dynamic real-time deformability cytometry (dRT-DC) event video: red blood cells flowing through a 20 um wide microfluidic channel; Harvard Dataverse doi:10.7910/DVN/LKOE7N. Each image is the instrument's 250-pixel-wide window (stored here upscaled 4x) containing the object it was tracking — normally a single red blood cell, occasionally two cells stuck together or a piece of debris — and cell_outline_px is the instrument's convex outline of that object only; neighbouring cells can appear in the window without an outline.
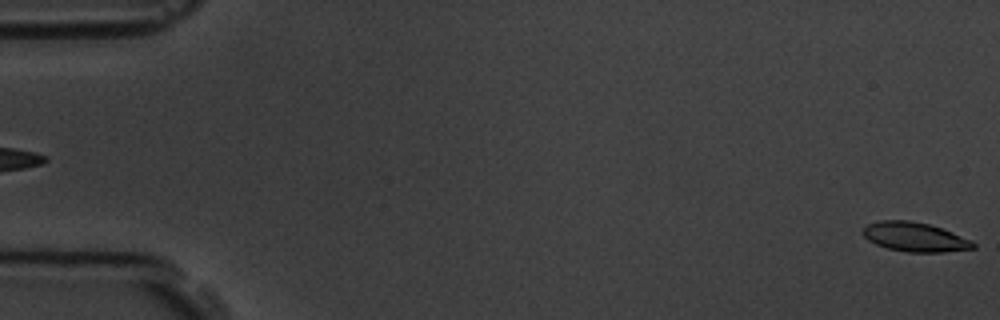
{"species": "common noctule bat (a hibernating species)", "species_latin": "Nyctalus noctula", "temperature_condition": "room temperature", "stored_images_in_passage": 6, "segment_of_instrument_passage": [2, 2], "camera_frame_rate_fps": 3000, "um_per_image_px": 0.085, "animal": {"sex": "male", "body_mass_g": 19.5, "forearm_length_mm": 54.6}, "frame": {"image": 1, "passage_image": 6, "time_ms": 6.667, "image_size_px": [1000, 320], "cell_outline_px": [[976, 248], [944, 252], [908, 252], [888, 248], [876, 244], [868, 240], [860, 232], [868, 224], [880, 220], [908, 220], [928, 224], [952, 232], [972, 240], [976, 244]], "centroid_in_image_um": [77.76, 20.14], "position_along_channel_um": 7.2, "area_um2": 18.79}}